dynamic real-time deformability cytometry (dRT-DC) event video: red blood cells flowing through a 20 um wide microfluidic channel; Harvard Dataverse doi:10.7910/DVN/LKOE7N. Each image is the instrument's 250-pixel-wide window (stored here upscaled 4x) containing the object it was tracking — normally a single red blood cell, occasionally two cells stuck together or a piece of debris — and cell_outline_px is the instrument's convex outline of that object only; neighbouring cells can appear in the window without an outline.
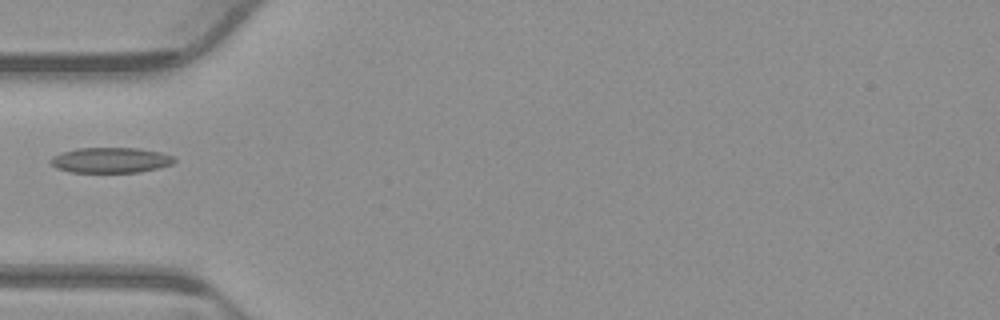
{"species": "common noctule bat (a hibernating species)", "species_latin": "Nyctalus noctula", "temperature_condition": "warm", "stored_images_in_passage": 12, "camera_frame_rate_fps": 3000, "um_per_image_px": 0.085, "animal": {"sex": "male", "body_mass_g": 23.1, "forearm_length_mm": 52.7}, "frame": {"image": 1, "passage_image": 1, "time_ms": 0.0, "image_size_px": [1000, 320], "cell_outline_px": [[176, 160], [172, 164], [160, 168], [140, 172], [68, 172], [56, 168], [48, 160], [52, 156], [60, 152], [80, 148], [136, 148], [160, 152], [176, 156]], "centroid_in_image_um": [9.41, 13.61], "position_along_channel_um": 75.6, "area_um2": 18.5}}
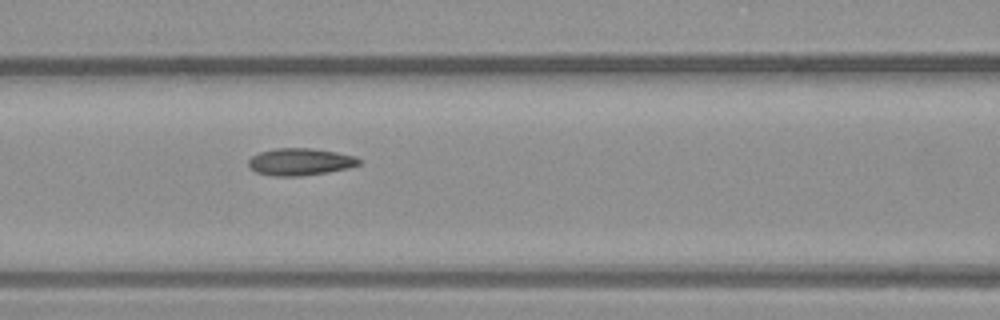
{"frame": {"image": 2, "passage_image": 6, "time_ms": 1.667, "image_size_px": [1000, 320], "cell_outline_px": [[360, 164], [348, 168], [328, 172], [300, 176], [272, 176], [256, 172], [248, 164], [248, 160], [252, 156], [260, 152], [276, 148], [312, 148], [336, 152], [356, 156], [360, 160]], "centroid_in_image_um": [25.52, 13.75], "position_along_channel_um": 141.1, "area_um2": 17.46}}